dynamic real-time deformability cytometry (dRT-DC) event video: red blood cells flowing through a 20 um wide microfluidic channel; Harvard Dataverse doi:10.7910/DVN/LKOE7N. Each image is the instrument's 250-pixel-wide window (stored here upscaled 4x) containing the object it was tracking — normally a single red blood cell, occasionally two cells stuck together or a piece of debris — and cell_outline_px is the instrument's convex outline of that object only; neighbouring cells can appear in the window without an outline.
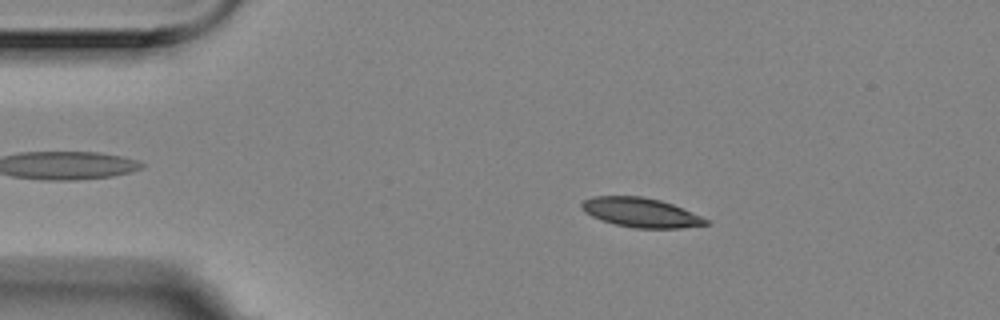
{"species": "Egyptian fruit bat (a non-hibernating species)", "species_latin": "Rousettus aegyptiacus", "temperature_condition": "room temperature", "stored_images_in_passage": 48, "camera_frame_rate_fps": 3000, "um_per_image_px": 0.085, "animal": {"sex": "female"}, "frame": {"image": 1, "passage_image": 9, "time_ms": 2.667, "image_size_px": [1000, 320], "cell_outline_px": [[712, 224], [680, 228], [636, 228], [616, 224], [600, 220], [584, 212], [580, 208], [580, 204], [584, 200], [592, 196], [644, 196], [660, 200], [672, 204], [700, 216], [708, 220]], "centroid_in_image_um": [54.44, 18.06], "position_along_channel_um": 30.6, "area_um2": 21.27}}
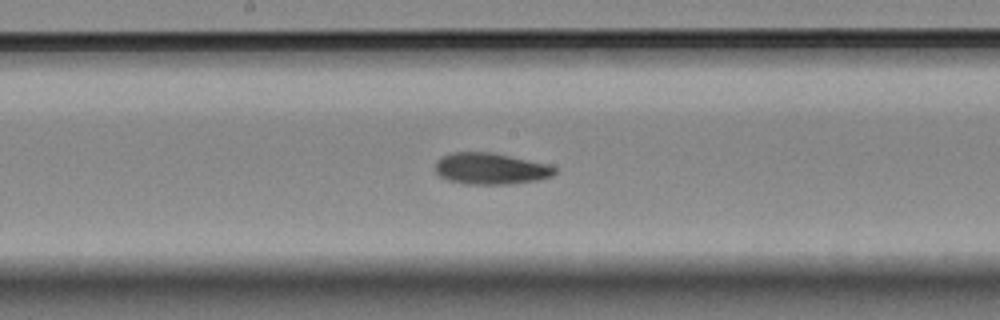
{"frame": {"image": 2, "passage_image": 28, "time_ms": 9.0, "image_size_px": [1000, 320], "cell_outline_px": [[556, 172], [552, 176], [536, 180], [508, 184], [464, 184], [448, 180], [440, 176], [436, 172], [436, 160], [440, 156], [452, 152], [492, 152], [552, 164], [556, 168]], "centroid_in_image_um": [41.71, 14.32], "position_along_channel_um": 206.5, "area_um2": 22.14}}
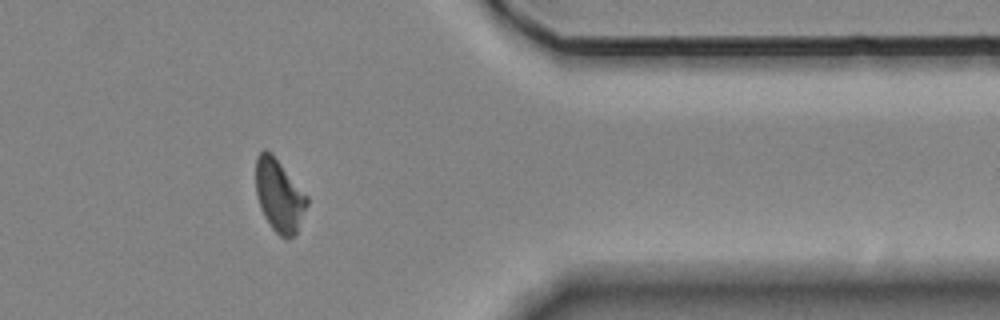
{"frame": {"image": 3, "passage_image": 45, "time_ms": 14.667, "image_size_px": [1000, 320], "cell_outline_px": [[308, 204], [296, 232], [292, 236], [280, 236], [272, 228], [264, 216], [256, 192], [256, 156], [264, 148], [280, 164], [308, 196]], "centroid_in_image_um": [23.73, 16.62], "position_along_channel_um": 387.7, "area_um2": 20.92}, "authors_computed_cell_mechanics": {"area_um2": 21.8484, "velocity_mm_per_s": 3.5005, "shape_relaxation_time_tau1_ms": 6.9093, "shape_relaxation_time_tau2_ms": 2.7982, "deformation_change_tau1": 0.1693, "deformation_change_tau2": 0.0918}}